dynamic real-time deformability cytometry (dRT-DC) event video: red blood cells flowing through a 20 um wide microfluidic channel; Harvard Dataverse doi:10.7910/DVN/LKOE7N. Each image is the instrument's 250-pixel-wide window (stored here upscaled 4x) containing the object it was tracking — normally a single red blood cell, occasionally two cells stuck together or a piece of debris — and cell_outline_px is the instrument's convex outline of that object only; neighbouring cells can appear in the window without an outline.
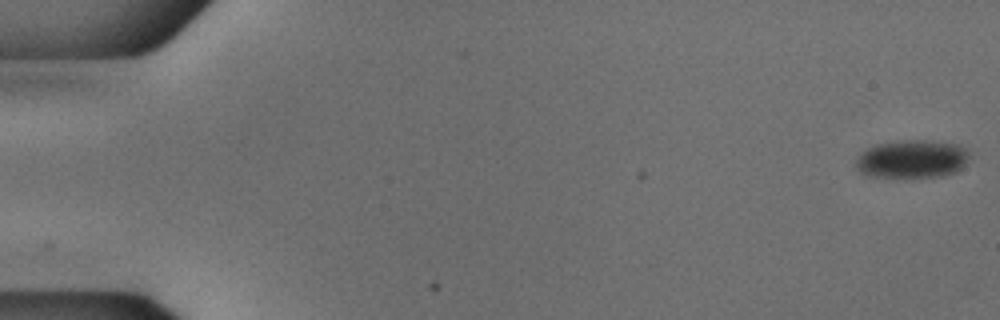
{"species": "common noctule bat (a hibernating species)", "species_latin": "Nyctalus noctula", "temperature_condition": "cold", "stored_images_in_passage": 54, "camera_frame_rate_fps": 3000, "um_per_image_px": 0.085, "animal": {"sex": "male", "body_mass_g": 18.8}, "frame": {"image": 1, "passage_image": 1, "time_ms": 0.0, "image_size_px": [1000, 320], "cell_outline_px": [[968, 156], [964, 164], [956, 172], [944, 176], [908, 180], [904, 180], [864, 176], [856, 168], [856, 160], [860, 152], [876, 144], [900, 140], [924, 140], [956, 144], [964, 148], [968, 152]], "centroid_in_image_um": [77.45, 13.58], "position_along_channel_um": 7.6, "area_um2": 26.18}}
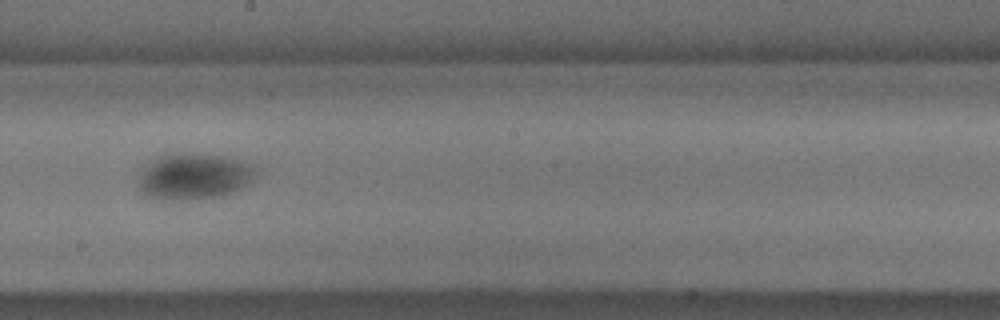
{"frame": {"image": 2, "passage_image": 31, "time_ms": 10.0, "image_size_px": [1000, 320], "cell_outline_px": [[260, 172], [252, 180], [240, 188], [232, 192], [220, 196], [180, 200], [152, 196], [144, 192], [140, 188], [140, 176], [144, 168], [148, 164], [160, 156], [224, 156], [256, 164], [260, 168]], "centroid_in_image_um": [16.64, 15.01], "position_along_channel_um": 231.6, "area_um2": 30.35}}
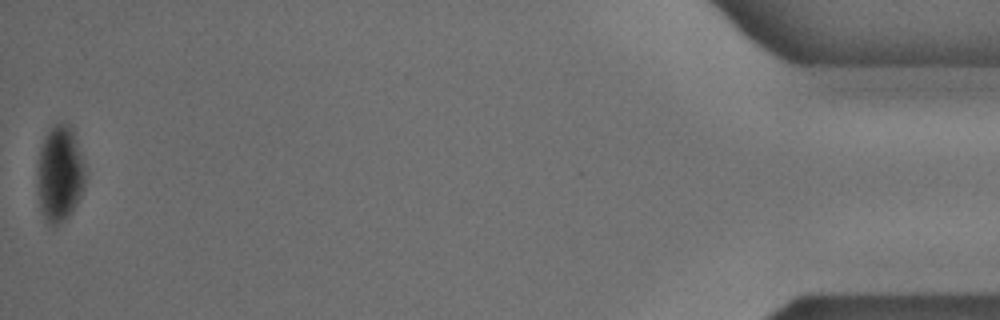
{"frame": {"image": 3, "passage_image": 54, "time_ms": 17.667, "image_size_px": [1000, 320], "cell_outline_px": [[84, 188], [72, 212], [64, 220], [56, 224], [48, 224], [40, 208], [36, 192], [36, 164], [40, 148], [44, 136], [56, 124], [72, 124], [84, 160]], "centroid_in_image_um": [5.05, 14.74], "position_along_channel_um": 430.1, "area_um2": 27.34}}